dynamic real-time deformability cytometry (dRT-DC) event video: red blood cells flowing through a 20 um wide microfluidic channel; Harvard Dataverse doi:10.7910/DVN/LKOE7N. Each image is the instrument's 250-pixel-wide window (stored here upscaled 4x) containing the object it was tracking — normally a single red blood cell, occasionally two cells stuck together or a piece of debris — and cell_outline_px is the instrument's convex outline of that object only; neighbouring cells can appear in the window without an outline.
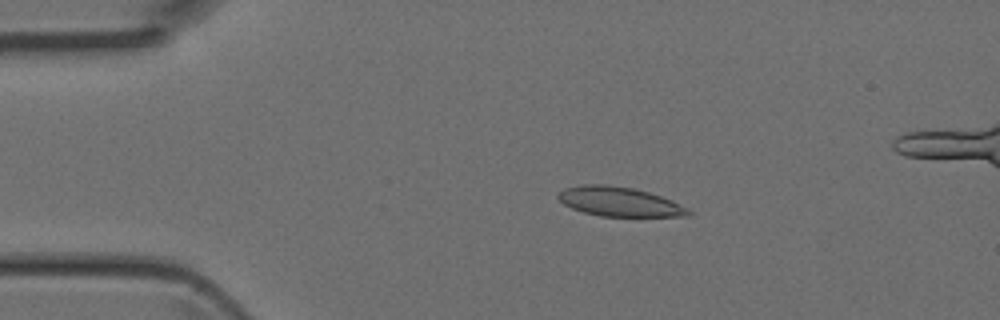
{"species": "Egyptian fruit bat (a non-hibernating species)", "species_latin": "Rousettus aegyptiacus", "temperature_condition": "room temperature", "stored_images_in_passage": 5, "camera_frame_rate_fps": 3000, "um_per_image_px": 0.085, "animal": {"sex": "female"}, "frame": {"image": 1, "passage_image": 3, "time_ms": 0.667, "image_size_px": [1000, 320], "cell_outline_px": [[692, 212], [688, 216], [600, 216], [584, 212], [572, 208], [564, 204], [556, 196], [564, 188], [580, 184], [604, 184], [632, 188], [648, 192], [672, 200], [688, 208]], "centroid_in_image_um": [52.63, 17.14], "position_along_channel_um": 32.4, "area_um2": 22.2}}